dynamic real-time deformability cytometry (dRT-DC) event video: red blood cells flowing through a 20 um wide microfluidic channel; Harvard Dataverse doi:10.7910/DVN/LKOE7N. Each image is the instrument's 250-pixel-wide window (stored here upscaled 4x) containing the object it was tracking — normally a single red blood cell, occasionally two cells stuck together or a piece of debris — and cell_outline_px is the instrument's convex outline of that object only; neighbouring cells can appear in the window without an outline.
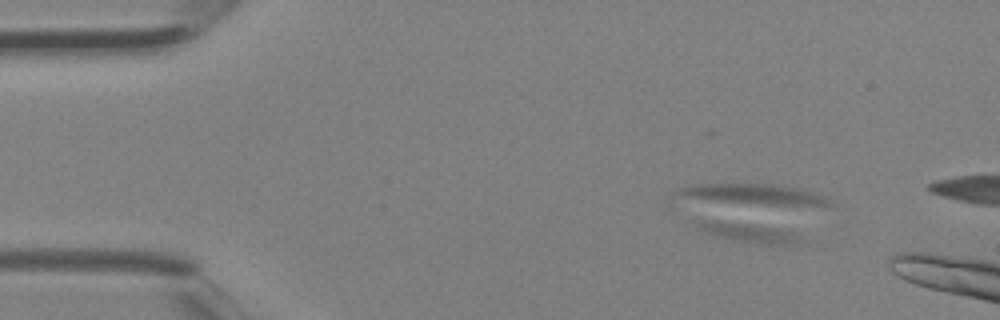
{"species": "Egyptian fruit bat (a non-hibernating species)", "species_latin": "Rousettus aegyptiacus", "temperature_condition": "room temperature", "stored_images_in_passage": 3, "camera_frame_rate_fps": 3000, "um_per_image_px": 0.085, "animal": {"sex": "female"}, "frame": {"image": 1, "passage_image": 2, "time_ms": 0.333, "image_size_px": [1000, 320], "cell_outline_px": [[808, 240], [796, 244], [768, 244], [740, 240], [720, 236], [704, 232], [696, 228], [692, 220], [712, 220], [748, 224], [776, 228], [796, 232]], "centroid_in_image_um": [63.69, 19.75], "position_along_channel_um": 21.3, "area_um2": 11.56}}